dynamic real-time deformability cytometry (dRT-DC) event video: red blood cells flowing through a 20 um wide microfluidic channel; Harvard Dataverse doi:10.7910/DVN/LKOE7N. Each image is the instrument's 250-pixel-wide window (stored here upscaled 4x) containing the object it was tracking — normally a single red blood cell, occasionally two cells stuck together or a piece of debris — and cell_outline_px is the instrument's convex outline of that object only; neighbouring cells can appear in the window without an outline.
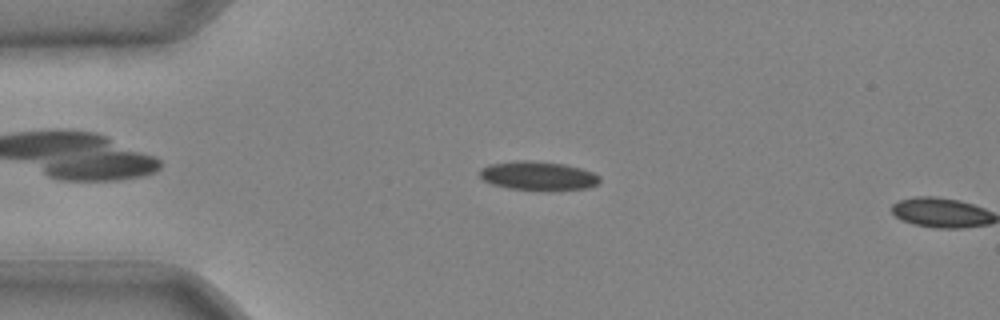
{"species": "common noctule bat (a hibernating species)", "species_latin": "Nyctalus noctula", "temperature_condition": "cold", "stored_images_in_passage": 9, "camera_frame_rate_fps": 3000, "um_per_image_px": 0.085, "animal": {"sex": "male", "body_mass_g": 20.4}, "frame": {"image": 1, "passage_image": 8, "time_ms": 2.333, "image_size_px": [1000, 320], "cell_outline_px": [[600, 180], [596, 184], [588, 188], [548, 192], [508, 188], [492, 184], [484, 180], [480, 176], [480, 168], [488, 164], [516, 160], [532, 160], [564, 164], [580, 168], [592, 172], [600, 176]], "centroid_in_image_um": [45.74, 14.96], "position_along_channel_um": 39.3, "area_um2": 20.69}}